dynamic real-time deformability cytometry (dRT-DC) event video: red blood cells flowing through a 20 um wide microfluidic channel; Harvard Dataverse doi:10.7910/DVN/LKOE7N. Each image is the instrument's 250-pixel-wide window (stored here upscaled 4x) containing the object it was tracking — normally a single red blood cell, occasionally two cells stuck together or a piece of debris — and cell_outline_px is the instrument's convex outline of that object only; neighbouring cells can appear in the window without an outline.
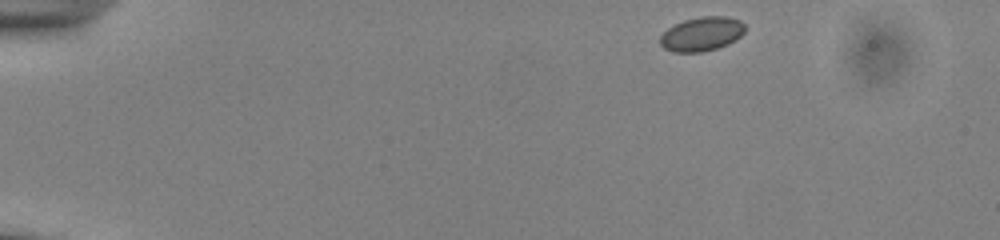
{"species": "common noctule bat (a hibernating species)", "species_latin": "Nyctalus noctula", "temperature_condition": "cold", "stored_images_in_passage": 9, "segment_of_instrument_passage": [1, 2], "camera_frame_rate_fps": 3000, "um_per_image_px": 0.085, "animal": {"sex": "male", "body_mass_g": 13.0, "forearm_length_mm": 53.1}, "frame": {"image": 1, "passage_image": 1, "time_ms": 0.0, "image_size_px": [1000, 240], "cell_outline_px": [[744, 32], [736, 40], [728, 44], [716, 48], [700, 52], [672, 52], [664, 48], [660, 44], [660, 36], [668, 28], [684, 20], [700, 16], [728, 16], [740, 20], [744, 24]], "centroid_in_image_um": [59.65, 2.88], "position_along_channel_um": 25.3, "area_um2": 16.88}}